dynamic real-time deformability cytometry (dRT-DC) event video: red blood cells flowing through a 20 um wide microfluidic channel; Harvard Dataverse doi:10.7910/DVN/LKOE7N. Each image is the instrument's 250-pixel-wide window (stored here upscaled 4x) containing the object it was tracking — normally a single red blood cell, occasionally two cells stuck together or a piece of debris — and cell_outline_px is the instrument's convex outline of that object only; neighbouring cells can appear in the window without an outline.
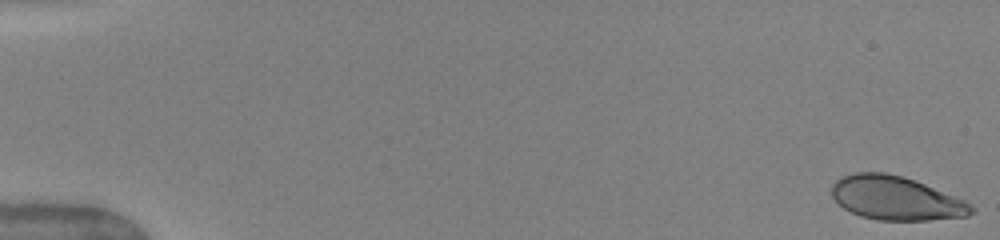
{"species": "human", "species_latin": "Homo sapiens", "temperature_condition": "warm", "stored_images_in_passage": 50, "camera_frame_rate_fps": 3000, "um_per_image_px": 0.085, "donor": {"sex": "female"}, "frame": {"image": 1, "passage_image": 1, "time_ms": 0.0, "image_size_px": [1000, 240], "cell_outline_px": [[976, 212], [968, 216], [928, 220], [876, 220], [860, 216], [844, 208], [832, 196], [832, 184], [840, 176], [856, 172], [884, 172], [900, 176], [924, 184], [964, 200], [972, 204], [976, 208]], "centroid_in_image_um": [76.16, 16.85], "position_along_channel_um": 8.8, "area_um2": 35.49}}
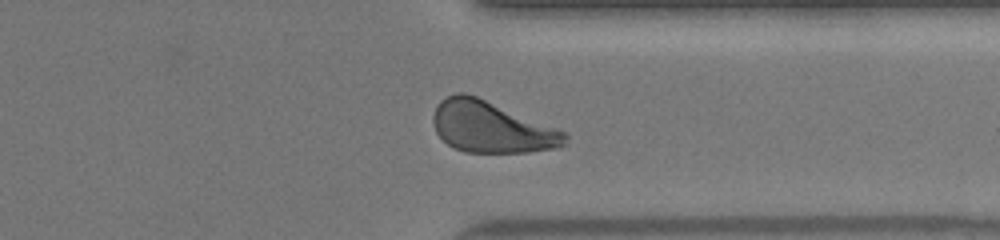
{"frame": {"image": 2, "passage_image": 40, "time_ms": 13.0, "image_size_px": [1000, 240], "cell_outline_px": [[568, 144], [556, 148], [528, 152], [464, 152], [448, 144], [436, 132], [432, 120], [432, 116], [436, 104], [440, 100], [456, 92], [464, 92], [476, 96], [568, 132]], "centroid_in_image_um": [41.79, 10.8], "position_along_channel_um": 369.6, "area_um2": 39.54}}
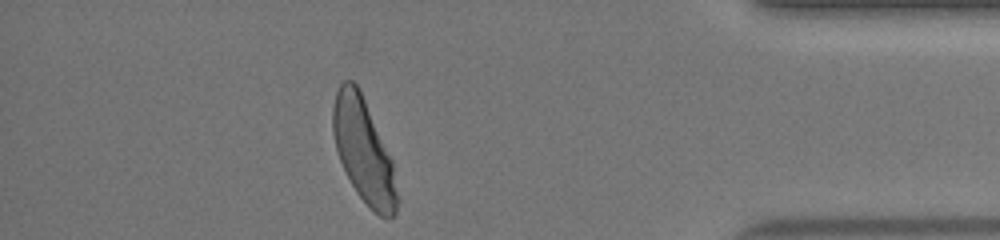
{"frame": {"image": 3, "passage_image": 45, "time_ms": 14.667, "image_size_px": [1000, 240], "cell_outline_px": [[400, 200], [396, 212], [388, 220], [380, 216], [356, 192], [340, 160], [336, 148], [332, 132], [332, 108], [336, 92], [340, 84], [344, 80], [352, 80], [360, 88], [392, 160], [400, 196]], "centroid_in_image_um": [30.93, 12.81], "position_along_channel_um": 404.3, "area_um2": 39.02}, "authors_computed_cell_mechanics": {"area_um2": 38.9283, "velocity_mm_per_s": 4.0656, "shape_relaxation_time_tau1_ms": 3.0897, "shape_relaxation_time_tau2_ms": null, "deformation_change_tau1": 0.1687, "deformation_change_tau2": null}}